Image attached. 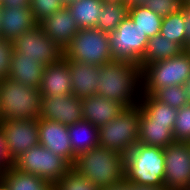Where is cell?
<instances>
[{
  "instance_id": "6da1fadb",
  "label": "cell",
  "mask_w": 190,
  "mask_h": 190,
  "mask_svg": "<svg viewBox=\"0 0 190 190\" xmlns=\"http://www.w3.org/2000/svg\"><path fill=\"white\" fill-rule=\"evenodd\" d=\"M97 94L126 108L136 107L142 94L141 67L119 60L100 65Z\"/></svg>"
},
{
  "instance_id": "7a4b0ae2",
  "label": "cell",
  "mask_w": 190,
  "mask_h": 190,
  "mask_svg": "<svg viewBox=\"0 0 190 190\" xmlns=\"http://www.w3.org/2000/svg\"><path fill=\"white\" fill-rule=\"evenodd\" d=\"M73 168L104 189L125 179V155L98 145L81 153Z\"/></svg>"
},
{
  "instance_id": "3957f363",
  "label": "cell",
  "mask_w": 190,
  "mask_h": 190,
  "mask_svg": "<svg viewBox=\"0 0 190 190\" xmlns=\"http://www.w3.org/2000/svg\"><path fill=\"white\" fill-rule=\"evenodd\" d=\"M41 101L40 88L25 86L9 77L0 80V122L14 119L38 120Z\"/></svg>"
},
{
  "instance_id": "277c9868",
  "label": "cell",
  "mask_w": 190,
  "mask_h": 190,
  "mask_svg": "<svg viewBox=\"0 0 190 190\" xmlns=\"http://www.w3.org/2000/svg\"><path fill=\"white\" fill-rule=\"evenodd\" d=\"M165 156L161 147L137 143L125 155V179L138 185L163 186Z\"/></svg>"
},
{
  "instance_id": "5b68a950",
  "label": "cell",
  "mask_w": 190,
  "mask_h": 190,
  "mask_svg": "<svg viewBox=\"0 0 190 190\" xmlns=\"http://www.w3.org/2000/svg\"><path fill=\"white\" fill-rule=\"evenodd\" d=\"M190 76V55L183 50L176 57L141 68L142 94L153 95L158 89L183 85Z\"/></svg>"
},
{
  "instance_id": "8992f818",
  "label": "cell",
  "mask_w": 190,
  "mask_h": 190,
  "mask_svg": "<svg viewBox=\"0 0 190 190\" xmlns=\"http://www.w3.org/2000/svg\"><path fill=\"white\" fill-rule=\"evenodd\" d=\"M140 108H126L114 120L98 128L99 145L126 155L138 143Z\"/></svg>"
},
{
  "instance_id": "52a82bcc",
  "label": "cell",
  "mask_w": 190,
  "mask_h": 190,
  "mask_svg": "<svg viewBox=\"0 0 190 190\" xmlns=\"http://www.w3.org/2000/svg\"><path fill=\"white\" fill-rule=\"evenodd\" d=\"M64 56L95 66L113 60L107 32L97 28L79 29L70 44L64 49Z\"/></svg>"
},
{
  "instance_id": "ba28073f",
  "label": "cell",
  "mask_w": 190,
  "mask_h": 190,
  "mask_svg": "<svg viewBox=\"0 0 190 190\" xmlns=\"http://www.w3.org/2000/svg\"><path fill=\"white\" fill-rule=\"evenodd\" d=\"M19 171L43 178L54 185L72 166L61 156L54 154L43 145H36L13 161Z\"/></svg>"
},
{
  "instance_id": "9c48e42d",
  "label": "cell",
  "mask_w": 190,
  "mask_h": 190,
  "mask_svg": "<svg viewBox=\"0 0 190 190\" xmlns=\"http://www.w3.org/2000/svg\"><path fill=\"white\" fill-rule=\"evenodd\" d=\"M108 37L113 60L139 65L149 38L129 16Z\"/></svg>"
},
{
  "instance_id": "30bf717a",
  "label": "cell",
  "mask_w": 190,
  "mask_h": 190,
  "mask_svg": "<svg viewBox=\"0 0 190 190\" xmlns=\"http://www.w3.org/2000/svg\"><path fill=\"white\" fill-rule=\"evenodd\" d=\"M13 51L22 53V57H29L46 67L57 63L64 57V50L51 40L38 24L21 36L12 40Z\"/></svg>"
},
{
  "instance_id": "8fae6325",
  "label": "cell",
  "mask_w": 190,
  "mask_h": 190,
  "mask_svg": "<svg viewBox=\"0 0 190 190\" xmlns=\"http://www.w3.org/2000/svg\"><path fill=\"white\" fill-rule=\"evenodd\" d=\"M164 150V186L169 190L190 187V142L175 141Z\"/></svg>"
},
{
  "instance_id": "7c38bea8",
  "label": "cell",
  "mask_w": 190,
  "mask_h": 190,
  "mask_svg": "<svg viewBox=\"0 0 190 190\" xmlns=\"http://www.w3.org/2000/svg\"><path fill=\"white\" fill-rule=\"evenodd\" d=\"M6 149L14 161L21 154L39 144L37 120L14 119L0 122Z\"/></svg>"
},
{
  "instance_id": "4fadbf2b",
  "label": "cell",
  "mask_w": 190,
  "mask_h": 190,
  "mask_svg": "<svg viewBox=\"0 0 190 190\" xmlns=\"http://www.w3.org/2000/svg\"><path fill=\"white\" fill-rule=\"evenodd\" d=\"M40 118L66 126L84 120L81 99L77 96H42Z\"/></svg>"
},
{
  "instance_id": "5bb4252c",
  "label": "cell",
  "mask_w": 190,
  "mask_h": 190,
  "mask_svg": "<svg viewBox=\"0 0 190 190\" xmlns=\"http://www.w3.org/2000/svg\"><path fill=\"white\" fill-rule=\"evenodd\" d=\"M37 123L39 144L51 150L54 154L63 157L73 167L77 156L72 150L68 126L42 118H39Z\"/></svg>"
},
{
  "instance_id": "9a60e30c",
  "label": "cell",
  "mask_w": 190,
  "mask_h": 190,
  "mask_svg": "<svg viewBox=\"0 0 190 190\" xmlns=\"http://www.w3.org/2000/svg\"><path fill=\"white\" fill-rule=\"evenodd\" d=\"M39 25L46 32V35L63 50L80 29L67 6L47 17Z\"/></svg>"
},
{
  "instance_id": "2e32d148",
  "label": "cell",
  "mask_w": 190,
  "mask_h": 190,
  "mask_svg": "<svg viewBox=\"0 0 190 190\" xmlns=\"http://www.w3.org/2000/svg\"><path fill=\"white\" fill-rule=\"evenodd\" d=\"M83 118L96 127H101L118 117L126 107L100 94L81 99Z\"/></svg>"
},
{
  "instance_id": "e0dca14e",
  "label": "cell",
  "mask_w": 190,
  "mask_h": 190,
  "mask_svg": "<svg viewBox=\"0 0 190 190\" xmlns=\"http://www.w3.org/2000/svg\"><path fill=\"white\" fill-rule=\"evenodd\" d=\"M63 58L67 61L70 71L72 94L79 99L97 94L99 66L69 60L65 56Z\"/></svg>"
},
{
  "instance_id": "ac0fdd59",
  "label": "cell",
  "mask_w": 190,
  "mask_h": 190,
  "mask_svg": "<svg viewBox=\"0 0 190 190\" xmlns=\"http://www.w3.org/2000/svg\"><path fill=\"white\" fill-rule=\"evenodd\" d=\"M39 88L41 96L72 95L70 71L64 58L45 67Z\"/></svg>"
},
{
  "instance_id": "d6986e66",
  "label": "cell",
  "mask_w": 190,
  "mask_h": 190,
  "mask_svg": "<svg viewBox=\"0 0 190 190\" xmlns=\"http://www.w3.org/2000/svg\"><path fill=\"white\" fill-rule=\"evenodd\" d=\"M0 36L13 40L38 25L30 8L2 9Z\"/></svg>"
},
{
  "instance_id": "ffe728a7",
  "label": "cell",
  "mask_w": 190,
  "mask_h": 190,
  "mask_svg": "<svg viewBox=\"0 0 190 190\" xmlns=\"http://www.w3.org/2000/svg\"><path fill=\"white\" fill-rule=\"evenodd\" d=\"M44 70L45 67L35 63L33 58L22 57V53L13 51L8 77L25 86L39 88Z\"/></svg>"
},
{
  "instance_id": "44dd1931",
  "label": "cell",
  "mask_w": 190,
  "mask_h": 190,
  "mask_svg": "<svg viewBox=\"0 0 190 190\" xmlns=\"http://www.w3.org/2000/svg\"><path fill=\"white\" fill-rule=\"evenodd\" d=\"M174 142L173 128L168 123L151 122L140 110L138 143L165 148Z\"/></svg>"
},
{
  "instance_id": "7402d4cb",
  "label": "cell",
  "mask_w": 190,
  "mask_h": 190,
  "mask_svg": "<svg viewBox=\"0 0 190 190\" xmlns=\"http://www.w3.org/2000/svg\"><path fill=\"white\" fill-rule=\"evenodd\" d=\"M183 50L179 44L171 42L160 34H157L148 39L145 52L140 58L139 66L142 68L151 63L176 57Z\"/></svg>"
},
{
  "instance_id": "603a6c76",
  "label": "cell",
  "mask_w": 190,
  "mask_h": 190,
  "mask_svg": "<svg viewBox=\"0 0 190 190\" xmlns=\"http://www.w3.org/2000/svg\"><path fill=\"white\" fill-rule=\"evenodd\" d=\"M73 153L78 157L99 145L98 127L86 120L78 121L68 126Z\"/></svg>"
},
{
  "instance_id": "cb8c5ba5",
  "label": "cell",
  "mask_w": 190,
  "mask_h": 190,
  "mask_svg": "<svg viewBox=\"0 0 190 190\" xmlns=\"http://www.w3.org/2000/svg\"><path fill=\"white\" fill-rule=\"evenodd\" d=\"M0 180L9 190H53V185L39 176L25 173L13 166L2 172Z\"/></svg>"
},
{
  "instance_id": "d4e9b609",
  "label": "cell",
  "mask_w": 190,
  "mask_h": 190,
  "mask_svg": "<svg viewBox=\"0 0 190 190\" xmlns=\"http://www.w3.org/2000/svg\"><path fill=\"white\" fill-rule=\"evenodd\" d=\"M102 0H77L67 5L80 29L96 28L99 23Z\"/></svg>"
},
{
  "instance_id": "484cf974",
  "label": "cell",
  "mask_w": 190,
  "mask_h": 190,
  "mask_svg": "<svg viewBox=\"0 0 190 190\" xmlns=\"http://www.w3.org/2000/svg\"><path fill=\"white\" fill-rule=\"evenodd\" d=\"M138 106L151 122L168 123L174 128L177 109L157 101L152 95H141Z\"/></svg>"
},
{
  "instance_id": "4316f807",
  "label": "cell",
  "mask_w": 190,
  "mask_h": 190,
  "mask_svg": "<svg viewBox=\"0 0 190 190\" xmlns=\"http://www.w3.org/2000/svg\"><path fill=\"white\" fill-rule=\"evenodd\" d=\"M128 13L129 8L123 1H103L96 28L103 32H112L128 17Z\"/></svg>"
},
{
  "instance_id": "83f0119b",
  "label": "cell",
  "mask_w": 190,
  "mask_h": 190,
  "mask_svg": "<svg viewBox=\"0 0 190 190\" xmlns=\"http://www.w3.org/2000/svg\"><path fill=\"white\" fill-rule=\"evenodd\" d=\"M128 16L133 20L148 38L160 34L163 17L151 11L145 5H136L129 8Z\"/></svg>"
},
{
  "instance_id": "f1b7e54d",
  "label": "cell",
  "mask_w": 190,
  "mask_h": 190,
  "mask_svg": "<svg viewBox=\"0 0 190 190\" xmlns=\"http://www.w3.org/2000/svg\"><path fill=\"white\" fill-rule=\"evenodd\" d=\"M182 12L163 17L160 35L179 44L185 50V33Z\"/></svg>"
},
{
  "instance_id": "f546056e",
  "label": "cell",
  "mask_w": 190,
  "mask_h": 190,
  "mask_svg": "<svg viewBox=\"0 0 190 190\" xmlns=\"http://www.w3.org/2000/svg\"><path fill=\"white\" fill-rule=\"evenodd\" d=\"M53 190H102L96 187L87 178L73 167L61 177L54 185Z\"/></svg>"
},
{
  "instance_id": "4dcf8cb0",
  "label": "cell",
  "mask_w": 190,
  "mask_h": 190,
  "mask_svg": "<svg viewBox=\"0 0 190 190\" xmlns=\"http://www.w3.org/2000/svg\"><path fill=\"white\" fill-rule=\"evenodd\" d=\"M152 96L157 101L177 110L189 103L183 85H173L158 89Z\"/></svg>"
},
{
  "instance_id": "1f68e13d",
  "label": "cell",
  "mask_w": 190,
  "mask_h": 190,
  "mask_svg": "<svg viewBox=\"0 0 190 190\" xmlns=\"http://www.w3.org/2000/svg\"><path fill=\"white\" fill-rule=\"evenodd\" d=\"M65 7L62 0H30V10L37 24Z\"/></svg>"
},
{
  "instance_id": "d6a6232c",
  "label": "cell",
  "mask_w": 190,
  "mask_h": 190,
  "mask_svg": "<svg viewBox=\"0 0 190 190\" xmlns=\"http://www.w3.org/2000/svg\"><path fill=\"white\" fill-rule=\"evenodd\" d=\"M173 136L175 141L190 142V103L178 109Z\"/></svg>"
},
{
  "instance_id": "836d02e7",
  "label": "cell",
  "mask_w": 190,
  "mask_h": 190,
  "mask_svg": "<svg viewBox=\"0 0 190 190\" xmlns=\"http://www.w3.org/2000/svg\"><path fill=\"white\" fill-rule=\"evenodd\" d=\"M185 0H147L144 4L161 17L182 12Z\"/></svg>"
},
{
  "instance_id": "e575fe53",
  "label": "cell",
  "mask_w": 190,
  "mask_h": 190,
  "mask_svg": "<svg viewBox=\"0 0 190 190\" xmlns=\"http://www.w3.org/2000/svg\"><path fill=\"white\" fill-rule=\"evenodd\" d=\"M13 54L12 41L0 36V80L8 77Z\"/></svg>"
},
{
  "instance_id": "d590c367",
  "label": "cell",
  "mask_w": 190,
  "mask_h": 190,
  "mask_svg": "<svg viewBox=\"0 0 190 190\" xmlns=\"http://www.w3.org/2000/svg\"><path fill=\"white\" fill-rule=\"evenodd\" d=\"M13 166V161L8 155L6 149V142L3 136V133L0 129V173L5 172Z\"/></svg>"
},
{
  "instance_id": "8d00e7d4",
  "label": "cell",
  "mask_w": 190,
  "mask_h": 190,
  "mask_svg": "<svg viewBox=\"0 0 190 190\" xmlns=\"http://www.w3.org/2000/svg\"><path fill=\"white\" fill-rule=\"evenodd\" d=\"M182 16L184 21V33H185V50L190 43V5L184 4L182 9Z\"/></svg>"
},
{
  "instance_id": "74e56055",
  "label": "cell",
  "mask_w": 190,
  "mask_h": 190,
  "mask_svg": "<svg viewBox=\"0 0 190 190\" xmlns=\"http://www.w3.org/2000/svg\"><path fill=\"white\" fill-rule=\"evenodd\" d=\"M0 6L2 9L30 8V0H1Z\"/></svg>"
},
{
  "instance_id": "f35d334b",
  "label": "cell",
  "mask_w": 190,
  "mask_h": 190,
  "mask_svg": "<svg viewBox=\"0 0 190 190\" xmlns=\"http://www.w3.org/2000/svg\"><path fill=\"white\" fill-rule=\"evenodd\" d=\"M130 190H169L167 187L163 186H145L138 185L130 182Z\"/></svg>"
},
{
  "instance_id": "ab89813d",
  "label": "cell",
  "mask_w": 190,
  "mask_h": 190,
  "mask_svg": "<svg viewBox=\"0 0 190 190\" xmlns=\"http://www.w3.org/2000/svg\"><path fill=\"white\" fill-rule=\"evenodd\" d=\"M102 190H130V182H128L126 179H124L121 182L113 184Z\"/></svg>"
},
{
  "instance_id": "60d3db41",
  "label": "cell",
  "mask_w": 190,
  "mask_h": 190,
  "mask_svg": "<svg viewBox=\"0 0 190 190\" xmlns=\"http://www.w3.org/2000/svg\"><path fill=\"white\" fill-rule=\"evenodd\" d=\"M147 0H123V2L128 6V8L136 5H144Z\"/></svg>"
},
{
  "instance_id": "b9f144b4",
  "label": "cell",
  "mask_w": 190,
  "mask_h": 190,
  "mask_svg": "<svg viewBox=\"0 0 190 190\" xmlns=\"http://www.w3.org/2000/svg\"><path fill=\"white\" fill-rule=\"evenodd\" d=\"M183 88H184L185 94L187 96L188 102L190 103V76L183 84Z\"/></svg>"
},
{
  "instance_id": "7bdbcfd3",
  "label": "cell",
  "mask_w": 190,
  "mask_h": 190,
  "mask_svg": "<svg viewBox=\"0 0 190 190\" xmlns=\"http://www.w3.org/2000/svg\"><path fill=\"white\" fill-rule=\"evenodd\" d=\"M0 190H9L6 185L0 180Z\"/></svg>"
},
{
  "instance_id": "ee69618b",
  "label": "cell",
  "mask_w": 190,
  "mask_h": 190,
  "mask_svg": "<svg viewBox=\"0 0 190 190\" xmlns=\"http://www.w3.org/2000/svg\"><path fill=\"white\" fill-rule=\"evenodd\" d=\"M77 0H62V2L64 3L65 6L69 5L72 2H75Z\"/></svg>"
},
{
  "instance_id": "f6af8a7d",
  "label": "cell",
  "mask_w": 190,
  "mask_h": 190,
  "mask_svg": "<svg viewBox=\"0 0 190 190\" xmlns=\"http://www.w3.org/2000/svg\"><path fill=\"white\" fill-rule=\"evenodd\" d=\"M186 51L189 53L190 55V43L188 44L187 48H186Z\"/></svg>"
},
{
  "instance_id": "bcb514c9",
  "label": "cell",
  "mask_w": 190,
  "mask_h": 190,
  "mask_svg": "<svg viewBox=\"0 0 190 190\" xmlns=\"http://www.w3.org/2000/svg\"><path fill=\"white\" fill-rule=\"evenodd\" d=\"M1 15H2V7L0 6V21H1ZM1 24V22H0Z\"/></svg>"
},
{
  "instance_id": "7dc6e473",
  "label": "cell",
  "mask_w": 190,
  "mask_h": 190,
  "mask_svg": "<svg viewBox=\"0 0 190 190\" xmlns=\"http://www.w3.org/2000/svg\"><path fill=\"white\" fill-rule=\"evenodd\" d=\"M185 4L190 5V0H185Z\"/></svg>"
},
{
  "instance_id": "c3c4849f",
  "label": "cell",
  "mask_w": 190,
  "mask_h": 190,
  "mask_svg": "<svg viewBox=\"0 0 190 190\" xmlns=\"http://www.w3.org/2000/svg\"><path fill=\"white\" fill-rule=\"evenodd\" d=\"M102 1H123V0H102Z\"/></svg>"
},
{
  "instance_id": "681fc988",
  "label": "cell",
  "mask_w": 190,
  "mask_h": 190,
  "mask_svg": "<svg viewBox=\"0 0 190 190\" xmlns=\"http://www.w3.org/2000/svg\"><path fill=\"white\" fill-rule=\"evenodd\" d=\"M180 190H190V187H188V188H183V189H180Z\"/></svg>"
}]
</instances>
